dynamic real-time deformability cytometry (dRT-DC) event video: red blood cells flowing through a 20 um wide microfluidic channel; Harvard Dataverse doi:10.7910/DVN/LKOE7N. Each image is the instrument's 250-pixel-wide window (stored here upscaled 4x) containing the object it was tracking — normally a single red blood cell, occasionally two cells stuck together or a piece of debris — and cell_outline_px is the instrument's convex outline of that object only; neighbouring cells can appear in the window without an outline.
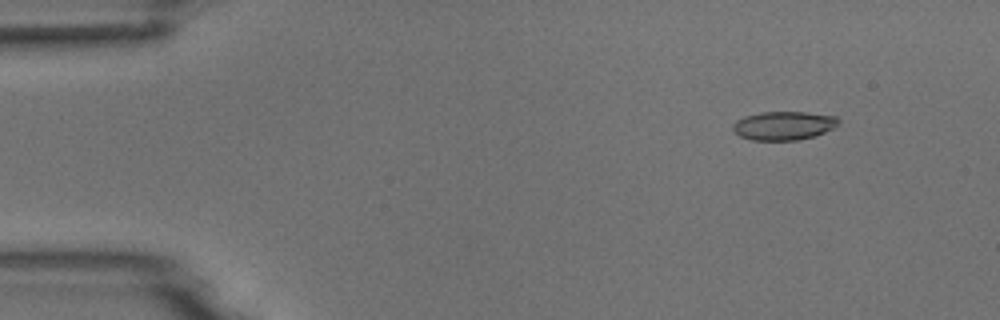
{"species": "common noctule bat (a hibernating species)", "species_latin": "Nyctalus noctula", "temperature_condition": "room temperature", "stored_images_in_passage": 3, "camera_frame_rate_fps": 3000, "um_per_image_px": 0.085, "animal": {"sex": "male", "body_mass_g": 18.8}, "frame": {"image": 1, "passage_image": 1, "time_ms": 0.0, "image_size_px": [1000, 320], "cell_outline_px": [[840, 124], [836, 128], [816, 136], [796, 140], [752, 140], [740, 136], [732, 128], [732, 124], [736, 120], [744, 116], [764, 112], [804, 112], [836, 116], [840, 120]], "centroid_in_image_um": [66.66, 10.68], "position_along_channel_um": 18.3, "area_um2": 17.8}}
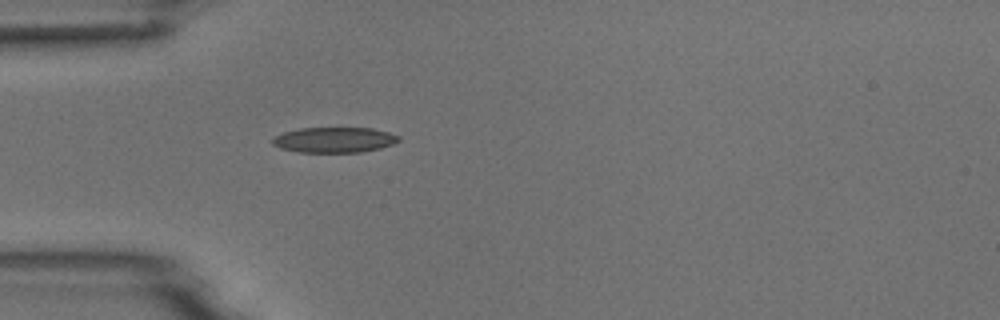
{"frame": {"image": 2, "passage_image": 3, "time_ms": 3.333, "image_size_px": [1000, 320], "cell_outline_px": [[400, 140], [392, 144], [380, 148], [360, 152], [296, 152], [280, 148], [272, 144], [272, 140], [276, 136], [284, 132], [300, 128], [372, 128], [388, 132], [400, 136]], "centroid_in_image_um": [28.41, 11.89], "position_along_channel_um": 56.6, "area_um2": 18.61}}